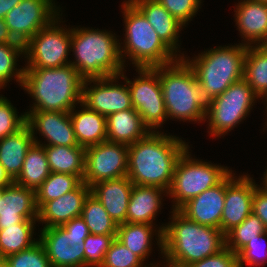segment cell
Returning a JSON list of instances; mask_svg holds the SVG:
<instances>
[{
	"instance_id": "cell-22",
	"label": "cell",
	"mask_w": 267,
	"mask_h": 267,
	"mask_svg": "<svg viewBox=\"0 0 267 267\" xmlns=\"http://www.w3.org/2000/svg\"><path fill=\"white\" fill-rule=\"evenodd\" d=\"M234 10L235 22L244 45H260L267 36V3L240 0Z\"/></svg>"
},
{
	"instance_id": "cell-31",
	"label": "cell",
	"mask_w": 267,
	"mask_h": 267,
	"mask_svg": "<svg viewBox=\"0 0 267 267\" xmlns=\"http://www.w3.org/2000/svg\"><path fill=\"white\" fill-rule=\"evenodd\" d=\"M243 79L261 99L267 95V51L260 45L247 46Z\"/></svg>"
},
{
	"instance_id": "cell-55",
	"label": "cell",
	"mask_w": 267,
	"mask_h": 267,
	"mask_svg": "<svg viewBox=\"0 0 267 267\" xmlns=\"http://www.w3.org/2000/svg\"><path fill=\"white\" fill-rule=\"evenodd\" d=\"M255 1H259V2H262V3H267V0H255Z\"/></svg>"
},
{
	"instance_id": "cell-21",
	"label": "cell",
	"mask_w": 267,
	"mask_h": 267,
	"mask_svg": "<svg viewBox=\"0 0 267 267\" xmlns=\"http://www.w3.org/2000/svg\"><path fill=\"white\" fill-rule=\"evenodd\" d=\"M147 18L163 43L179 58V33L185 27L172 16L158 0H130ZM178 52L181 54H178Z\"/></svg>"
},
{
	"instance_id": "cell-11",
	"label": "cell",
	"mask_w": 267,
	"mask_h": 267,
	"mask_svg": "<svg viewBox=\"0 0 267 267\" xmlns=\"http://www.w3.org/2000/svg\"><path fill=\"white\" fill-rule=\"evenodd\" d=\"M135 71L139 76L133 81L126 76L132 107L140 114L150 131H157L168 120L159 79V66L136 68Z\"/></svg>"
},
{
	"instance_id": "cell-9",
	"label": "cell",
	"mask_w": 267,
	"mask_h": 267,
	"mask_svg": "<svg viewBox=\"0 0 267 267\" xmlns=\"http://www.w3.org/2000/svg\"><path fill=\"white\" fill-rule=\"evenodd\" d=\"M258 99L252 88L242 79L209 100L205 118L210 130L207 131L210 132L209 135L221 137L228 134L249 115Z\"/></svg>"
},
{
	"instance_id": "cell-42",
	"label": "cell",
	"mask_w": 267,
	"mask_h": 267,
	"mask_svg": "<svg viewBox=\"0 0 267 267\" xmlns=\"http://www.w3.org/2000/svg\"><path fill=\"white\" fill-rule=\"evenodd\" d=\"M161 5L184 26L188 25L192 18L201 9L202 0H158ZM189 21V22H188Z\"/></svg>"
},
{
	"instance_id": "cell-29",
	"label": "cell",
	"mask_w": 267,
	"mask_h": 267,
	"mask_svg": "<svg viewBox=\"0 0 267 267\" xmlns=\"http://www.w3.org/2000/svg\"><path fill=\"white\" fill-rule=\"evenodd\" d=\"M33 137L34 143L29 148L23 163L22 170L15 183L36 190L51 174L44 145Z\"/></svg>"
},
{
	"instance_id": "cell-5",
	"label": "cell",
	"mask_w": 267,
	"mask_h": 267,
	"mask_svg": "<svg viewBox=\"0 0 267 267\" xmlns=\"http://www.w3.org/2000/svg\"><path fill=\"white\" fill-rule=\"evenodd\" d=\"M159 79L168 119L205 122L208 100L193 69L183 59L159 66Z\"/></svg>"
},
{
	"instance_id": "cell-14",
	"label": "cell",
	"mask_w": 267,
	"mask_h": 267,
	"mask_svg": "<svg viewBox=\"0 0 267 267\" xmlns=\"http://www.w3.org/2000/svg\"><path fill=\"white\" fill-rule=\"evenodd\" d=\"M59 9L54 0H22L4 19L13 38L25 45L60 15Z\"/></svg>"
},
{
	"instance_id": "cell-35",
	"label": "cell",
	"mask_w": 267,
	"mask_h": 267,
	"mask_svg": "<svg viewBox=\"0 0 267 267\" xmlns=\"http://www.w3.org/2000/svg\"><path fill=\"white\" fill-rule=\"evenodd\" d=\"M23 55L24 45L22 43L0 44V89H4L3 87H6L7 83L14 78L22 87L24 67L17 68V58Z\"/></svg>"
},
{
	"instance_id": "cell-40",
	"label": "cell",
	"mask_w": 267,
	"mask_h": 267,
	"mask_svg": "<svg viewBox=\"0 0 267 267\" xmlns=\"http://www.w3.org/2000/svg\"><path fill=\"white\" fill-rule=\"evenodd\" d=\"M265 244H267V231L257 235L255 239L249 241L237 253L239 267H244L245 264L248 265V267L264 266L267 262V246ZM262 253H264V255Z\"/></svg>"
},
{
	"instance_id": "cell-23",
	"label": "cell",
	"mask_w": 267,
	"mask_h": 267,
	"mask_svg": "<svg viewBox=\"0 0 267 267\" xmlns=\"http://www.w3.org/2000/svg\"><path fill=\"white\" fill-rule=\"evenodd\" d=\"M132 188L133 183L127 176L101 181L90 187L91 194L101 202L117 225L126 222Z\"/></svg>"
},
{
	"instance_id": "cell-20",
	"label": "cell",
	"mask_w": 267,
	"mask_h": 267,
	"mask_svg": "<svg viewBox=\"0 0 267 267\" xmlns=\"http://www.w3.org/2000/svg\"><path fill=\"white\" fill-rule=\"evenodd\" d=\"M37 236L52 267H85L84 245H69L68 232L61 226L41 228Z\"/></svg>"
},
{
	"instance_id": "cell-37",
	"label": "cell",
	"mask_w": 267,
	"mask_h": 267,
	"mask_svg": "<svg viewBox=\"0 0 267 267\" xmlns=\"http://www.w3.org/2000/svg\"><path fill=\"white\" fill-rule=\"evenodd\" d=\"M144 264L145 262L139 256L115 238L105 253L104 261L100 267H149V265H156V263Z\"/></svg>"
},
{
	"instance_id": "cell-54",
	"label": "cell",
	"mask_w": 267,
	"mask_h": 267,
	"mask_svg": "<svg viewBox=\"0 0 267 267\" xmlns=\"http://www.w3.org/2000/svg\"><path fill=\"white\" fill-rule=\"evenodd\" d=\"M158 264H159V263H157V265H155V266H150V267H160L161 264H159V266H158ZM164 266H165V267H174V266H171V265H168V264H166V265L163 264V267H164Z\"/></svg>"
},
{
	"instance_id": "cell-1",
	"label": "cell",
	"mask_w": 267,
	"mask_h": 267,
	"mask_svg": "<svg viewBox=\"0 0 267 267\" xmlns=\"http://www.w3.org/2000/svg\"><path fill=\"white\" fill-rule=\"evenodd\" d=\"M188 147L182 138L150 131L128 146L127 177L134 185L159 187L168 192L177 161Z\"/></svg>"
},
{
	"instance_id": "cell-4",
	"label": "cell",
	"mask_w": 267,
	"mask_h": 267,
	"mask_svg": "<svg viewBox=\"0 0 267 267\" xmlns=\"http://www.w3.org/2000/svg\"><path fill=\"white\" fill-rule=\"evenodd\" d=\"M112 31L71 27L70 64L83 79L115 76L125 70L119 39Z\"/></svg>"
},
{
	"instance_id": "cell-43",
	"label": "cell",
	"mask_w": 267,
	"mask_h": 267,
	"mask_svg": "<svg viewBox=\"0 0 267 267\" xmlns=\"http://www.w3.org/2000/svg\"><path fill=\"white\" fill-rule=\"evenodd\" d=\"M186 267H239V262L237 254L225 246L218 253L208 256L201 261L191 263Z\"/></svg>"
},
{
	"instance_id": "cell-44",
	"label": "cell",
	"mask_w": 267,
	"mask_h": 267,
	"mask_svg": "<svg viewBox=\"0 0 267 267\" xmlns=\"http://www.w3.org/2000/svg\"><path fill=\"white\" fill-rule=\"evenodd\" d=\"M61 227L68 232L69 245L83 244L85 238L90 234L89 228L81 216L71 219Z\"/></svg>"
},
{
	"instance_id": "cell-52",
	"label": "cell",
	"mask_w": 267,
	"mask_h": 267,
	"mask_svg": "<svg viewBox=\"0 0 267 267\" xmlns=\"http://www.w3.org/2000/svg\"><path fill=\"white\" fill-rule=\"evenodd\" d=\"M4 188H5V186H0V200L3 197Z\"/></svg>"
},
{
	"instance_id": "cell-53",
	"label": "cell",
	"mask_w": 267,
	"mask_h": 267,
	"mask_svg": "<svg viewBox=\"0 0 267 267\" xmlns=\"http://www.w3.org/2000/svg\"><path fill=\"white\" fill-rule=\"evenodd\" d=\"M264 102H266V105H267V95H266V97L264 98ZM266 110L265 111H267V106H266V108H265ZM267 114V113H266ZM267 119V118H266ZM265 129L267 128L266 126H267V122H265Z\"/></svg>"
},
{
	"instance_id": "cell-45",
	"label": "cell",
	"mask_w": 267,
	"mask_h": 267,
	"mask_svg": "<svg viewBox=\"0 0 267 267\" xmlns=\"http://www.w3.org/2000/svg\"><path fill=\"white\" fill-rule=\"evenodd\" d=\"M252 213L257 215L267 230V192L259 185L255 188L252 199Z\"/></svg>"
},
{
	"instance_id": "cell-8",
	"label": "cell",
	"mask_w": 267,
	"mask_h": 267,
	"mask_svg": "<svg viewBox=\"0 0 267 267\" xmlns=\"http://www.w3.org/2000/svg\"><path fill=\"white\" fill-rule=\"evenodd\" d=\"M189 148L178 159L172 183L167 192L169 198L174 200H172L171 210H178L188 200L217 186L233 171L227 166L194 159Z\"/></svg>"
},
{
	"instance_id": "cell-3",
	"label": "cell",
	"mask_w": 267,
	"mask_h": 267,
	"mask_svg": "<svg viewBox=\"0 0 267 267\" xmlns=\"http://www.w3.org/2000/svg\"><path fill=\"white\" fill-rule=\"evenodd\" d=\"M83 80L71 64L24 69L22 88L34 101L29 111L70 112L82 102Z\"/></svg>"
},
{
	"instance_id": "cell-12",
	"label": "cell",
	"mask_w": 267,
	"mask_h": 267,
	"mask_svg": "<svg viewBox=\"0 0 267 267\" xmlns=\"http://www.w3.org/2000/svg\"><path fill=\"white\" fill-rule=\"evenodd\" d=\"M128 146L104 141L85 148L83 182L89 187L105 181L127 176Z\"/></svg>"
},
{
	"instance_id": "cell-48",
	"label": "cell",
	"mask_w": 267,
	"mask_h": 267,
	"mask_svg": "<svg viewBox=\"0 0 267 267\" xmlns=\"http://www.w3.org/2000/svg\"><path fill=\"white\" fill-rule=\"evenodd\" d=\"M14 182V180L6 172L2 164L0 163V186H7Z\"/></svg>"
},
{
	"instance_id": "cell-39",
	"label": "cell",
	"mask_w": 267,
	"mask_h": 267,
	"mask_svg": "<svg viewBox=\"0 0 267 267\" xmlns=\"http://www.w3.org/2000/svg\"><path fill=\"white\" fill-rule=\"evenodd\" d=\"M10 267H52L43 244L38 241L32 247L5 258Z\"/></svg>"
},
{
	"instance_id": "cell-25",
	"label": "cell",
	"mask_w": 267,
	"mask_h": 267,
	"mask_svg": "<svg viewBox=\"0 0 267 267\" xmlns=\"http://www.w3.org/2000/svg\"><path fill=\"white\" fill-rule=\"evenodd\" d=\"M164 228V224L160 227H156L149 224H132L125 222L117 226L116 238L143 261H146L153 250L152 240H154L153 237L155 234L157 245L161 251L160 253L163 254Z\"/></svg>"
},
{
	"instance_id": "cell-38",
	"label": "cell",
	"mask_w": 267,
	"mask_h": 267,
	"mask_svg": "<svg viewBox=\"0 0 267 267\" xmlns=\"http://www.w3.org/2000/svg\"><path fill=\"white\" fill-rule=\"evenodd\" d=\"M117 235L89 234L84 240L85 267H100Z\"/></svg>"
},
{
	"instance_id": "cell-26",
	"label": "cell",
	"mask_w": 267,
	"mask_h": 267,
	"mask_svg": "<svg viewBox=\"0 0 267 267\" xmlns=\"http://www.w3.org/2000/svg\"><path fill=\"white\" fill-rule=\"evenodd\" d=\"M79 106L81 110L74 107L69 112L78 145L87 148L107 141L106 117L82 102Z\"/></svg>"
},
{
	"instance_id": "cell-10",
	"label": "cell",
	"mask_w": 267,
	"mask_h": 267,
	"mask_svg": "<svg viewBox=\"0 0 267 267\" xmlns=\"http://www.w3.org/2000/svg\"><path fill=\"white\" fill-rule=\"evenodd\" d=\"M60 16L62 13L24 45L27 60L24 69L59 68L70 64L71 29L60 25Z\"/></svg>"
},
{
	"instance_id": "cell-41",
	"label": "cell",
	"mask_w": 267,
	"mask_h": 267,
	"mask_svg": "<svg viewBox=\"0 0 267 267\" xmlns=\"http://www.w3.org/2000/svg\"><path fill=\"white\" fill-rule=\"evenodd\" d=\"M16 107H14L7 99L0 95V139L5 138L17 132L26 124L25 112L18 115Z\"/></svg>"
},
{
	"instance_id": "cell-28",
	"label": "cell",
	"mask_w": 267,
	"mask_h": 267,
	"mask_svg": "<svg viewBox=\"0 0 267 267\" xmlns=\"http://www.w3.org/2000/svg\"><path fill=\"white\" fill-rule=\"evenodd\" d=\"M33 143L34 139L27 124L0 139V163L13 180L20 174L25 156Z\"/></svg>"
},
{
	"instance_id": "cell-16",
	"label": "cell",
	"mask_w": 267,
	"mask_h": 267,
	"mask_svg": "<svg viewBox=\"0 0 267 267\" xmlns=\"http://www.w3.org/2000/svg\"><path fill=\"white\" fill-rule=\"evenodd\" d=\"M26 124L32 136H43L47 141L44 146H79L69 112L60 111H27ZM37 131V132H35Z\"/></svg>"
},
{
	"instance_id": "cell-32",
	"label": "cell",
	"mask_w": 267,
	"mask_h": 267,
	"mask_svg": "<svg viewBox=\"0 0 267 267\" xmlns=\"http://www.w3.org/2000/svg\"><path fill=\"white\" fill-rule=\"evenodd\" d=\"M37 222H21L0 230V258L32 247L39 239L33 237Z\"/></svg>"
},
{
	"instance_id": "cell-27",
	"label": "cell",
	"mask_w": 267,
	"mask_h": 267,
	"mask_svg": "<svg viewBox=\"0 0 267 267\" xmlns=\"http://www.w3.org/2000/svg\"><path fill=\"white\" fill-rule=\"evenodd\" d=\"M106 122L107 141L127 146L144 138L150 132L134 108L113 113L106 118Z\"/></svg>"
},
{
	"instance_id": "cell-47",
	"label": "cell",
	"mask_w": 267,
	"mask_h": 267,
	"mask_svg": "<svg viewBox=\"0 0 267 267\" xmlns=\"http://www.w3.org/2000/svg\"><path fill=\"white\" fill-rule=\"evenodd\" d=\"M21 1L22 0H0V19H4L6 14Z\"/></svg>"
},
{
	"instance_id": "cell-36",
	"label": "cell",
	"mask_w": 267,
	"mask_h": 267,
	"mask_svg": "<svg viewBox=\"0 0 267 267\" xmlns=\"http://www.w3.org/2000/svg\"><path fill=\"white\" fill-rule=\"evenodd\" d=\"M266 231L261 219L251 213L243 222L225 235V246L237 254L249 241Z\"/></svg>"
},
{
	"instance_id": "cell-17",
	"label": "cell",
	"mask_w": 267,
	"mask_h": 267,
	"mask_svg": "<svg viewBox=\"0 0 267 267\" xmlns=\"http://www.w3.org/2000/svg\"><path fill=\"white\" fill-rule=\"evenodd\" d=\"M38 221L35 190L15 182L5 186L0 200V230L21 222Z\"/></svg>"
},
{
	"instance_id": "cell-34",
	"label": "cell",
	"mask_w": 267,
	"mask_h": 267,
	"mask_svg": "<svg viewBox=\"0 0 267 267\" xmlns=\"http://www.w3.org/2000/svg\"><path fill=\"white\" fill-rule=\"evenodd\" d=\"M81 217L90 234L117 235V224L111 219L101 202L91 193L85 200Z\"/></svg>"
},
{
	"instance_id": "cell-7",
	"label": "cell",
	"mask_w": 267,
	"mask_h": 267,
	"mask_svg": "<svg viewBox=\"0 0 267 267\" xmlns=\"http://www.w3.org/2000/svg\"><path fill=\"white\" fill-rule=\"evenodd\" d=\"M247 45L218 46L183 59L193 69L204 97L209 101L243 79Z\"/></svg>"
},
{
	"instance_id": "cell-49",
	"label": "cell",
	"mask_w": 267,
	"mask_h": 267,
	"mask_svg": "<svg viewBox=\"0 0 267 267\" xmlns=\"http://www.w3.org/2000/svg\"><path fill=\"white\" fill-rule=\"evenodd\" d=\"M262 184L260 183L259 187L262 188L264 191L267 192V169L264 172V176L262 178Z\"/></svg>"
},
{
	"instance_id": "cell-15",
	"label": "cell",
	"mask_w": 267,
	"mask_h": 267,
	"mask_svg": "<svg viewBox=\"0 0 267 267\" xmlns=\"http://www.w3.org/2000/svg\"><path fill=\"white\" fill-rule=\"evenodd\" d=\"M257 186L255 180L246 173L235 176L232 171L225 178V202L220 222V230L224 235L252 213V199Z\"/></svg>"
},
{
	"instance_id": "cell-13",
	"label": "cell",
	"mask_w": 267,
	"mask_h": 267,
	"mask_svg": "<svg viewBox=\"0 0 267 267\" xmlns=\"http://www.w3.org/2000/svg\"><path fill=\"white\" fill-rule=\"evenodd\" d=\"M123 72L115 76L84 79L82 103L106 118L118 111L132 109L129 87ZM120 77L123 78L125 84L122 85L117 81Z\"/></svg>"
},
{
	"instance_id": "cell-6",
	"label": "cell",
	"mask_w": 267,
	"mask_h": 267,
	"mask_svg": "<svg viewBox=\"0 0 267 267\" xmlns=\"http://www.w3.org/2000/svg\"><path fill=\"white\" fill-rule=\"evenodd\" d=\"M121 6L125 39L119 46L124 66L125 59H129L136 68L165 66L179 59L163 43L144 14L130 0L123 1Z\"/></svg>"
},
{
	"instance_id": "cell-24",
	"label": "cell",
	"mask_w": 267,
	"mask_h": 267,
	"mask_svg": "<svg viewBox=\"0 0 267 267\" xmlns=\"http://www.w3.org/2000/svg\"><path fill=\"white\" fill-rule=\"evenodd\" d=\"M162 194L168 197L167 191L162 188L133 184L126 222L153 225V220H155L158 212L161 211Z\"/></svg>"
},
{
	"instance_id": "cell-18",
	"label": "cell",
	"mask_w": 267,
	"mask_h": 267,
	"mask_svg": "<svg viewBox=\"0 0 267 267\" xmlns=\"http://www.w3.org/2000/svg\"><path fill=\"white\" fill-rule=\"evenodd\" d=\"M225 202V179L188 200L178 211L187 219L201 225L220 229Z\"/></svg>"
},
{
	"instance_id": "cell-46",
	"label": "cell",
	"mask_w": 267,
	"mask_h": 267,
	"mask_svg": "<svg viewBox=\"0 0 267 267\" xmlns=\"http://www.w3.org/2000/svg\"><path fill=\"white\" fill-rule=\"evenodd\" d=\"M1 43H20L11 35L5 19H0V44Z\"/></svg>"
},
{
	"instance_id": "cell-2",
	"label": "cell",
	"mask_w": 267,
	"mask_h": 267,
	"mask_svg": "<svg viewBox=\"0 0 267 267\" xmlns=\"http://www.w3.org/2000/svg\"><path fill=\"white\" fill-rule=\"evenodd\" d=\"M171 213V222L165 223L163 231L162 258L166 264L186 267L225 247V235L220 229L193 222L178 210Z\"/></svg>"
},
{
	"instance_id": "cell-33",
	"label": "cell",
	"mask_w": 267,
	"mask_h": 267,
	"mask_svg": "<svg viewBox=\"0 0 267 267\" xmlns=\"http://www.w3.org/2000/svg\"><path fill=\"white\" fill-rule=\"evenodd\" d=\"M83 181L77 175L51 172L35 190L38 210L47 202L76 189Z\"/></svg>"
},
{
	"instance_id": "cell-50",
	"label": "cell",
	"mask_w": 267,
	"mask_h": 267,
	"mask_svg": "<svg viewBox=\"0 0 267 267\" xmlns=\"http://www.w3.org/2000/svg\"><path fill=\"white\" fill-rule=\"evenodd\" d=\"M0 267H10L6 259L0 258Z\"/></svg>"
},
{
	"instance_id": "cell-30",
	"label": "cell",
	"mask_w": 267,
	"mask_h": 267,
	"mask_svg": "<svg viewBox=\"0 0 267 267\" xmlns=\"http://www.w3.org/2000/svg\"><path fill=\"white\" fill-rule=\"evenodd\" d=\"M51 172L84 176L85 148L82 146H44Z\"/></svg>"
},
{
	"instance_id": "cell-19",
	"label": "cell",
	"mask_w": 267,
	"mask_h": 267,
	"mask_svg": "<svg viewBox=\"0 0 267 267\" xmlns=\"http://www.w3.org/2000/svg\"><path fill=\"white\" fill-rule=\"evenodd\" d=\"M90 193V187L82 182L76 189L47 201L38 210L37 222L45 224L43 228L56 227L81 216L85 200Z\"/></svg>"
},
{
	"instance_id": "cell-51",
	"label": "cell",
	"mask_w": 267,
	"mask_h": 267,
	"mask_svg": "<svg viewBox=\"0 0 267 267\" xmlns=\"http://www.w3.org/2000/svg\"><path fill=\"white\" fill-rule=\"evenodd\" d=\"M260 46L267 51V36L266 38L262 41Z\"/></svg>"
}]
</instances>
